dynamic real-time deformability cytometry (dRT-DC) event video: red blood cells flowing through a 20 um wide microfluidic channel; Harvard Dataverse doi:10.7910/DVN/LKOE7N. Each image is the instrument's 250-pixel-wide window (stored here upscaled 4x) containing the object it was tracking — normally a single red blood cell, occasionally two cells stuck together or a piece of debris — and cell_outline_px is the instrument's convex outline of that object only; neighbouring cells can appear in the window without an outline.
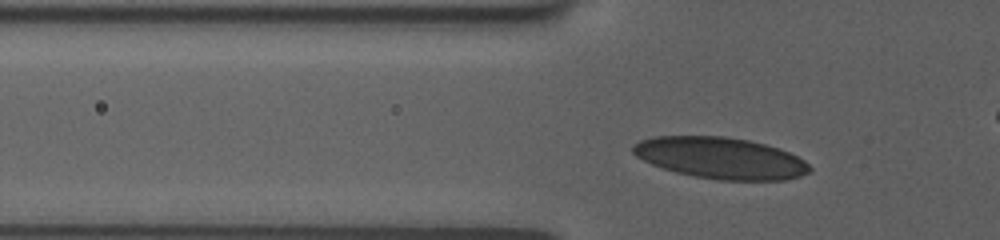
{"species": "human", "species_latin": "Homo sapiens", "temperature_condition": "room temperature", "stored_images_in_passage": 34, "camera_frame_rate_fps": 3000, "um_per_image_px": 0.085, "donor": {"sex": "female"}, "frame": {"image": 1, "passage_image": 8, "time_ms": 2.333, "image_size_px": [1000, 240], "cell_outline_px": [[812, 168], [808, 172], [800, 176], [788, 180], [720, 180], [692, 176], [676, 172], [652, 164], [636, 156], [632, 152], [632, 144], [640, 140], [652, 136], [724, 136], [748, 140], [780, 148], [804, 160]], "centroid_in_image_um": [61.23, 13.43], "position_along_channel_um": 64.6, "area_um2": 42.71}}
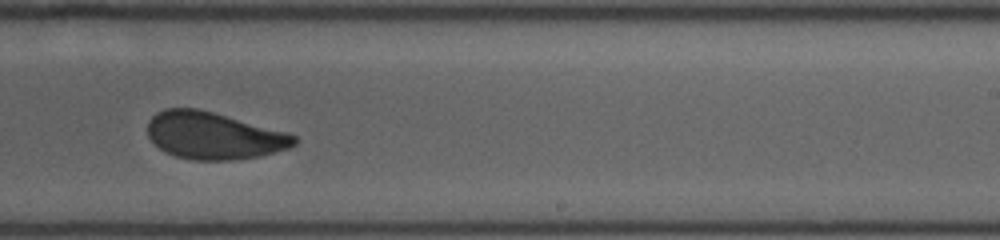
{"frame": {"image": 2, "passage_image": 23, "time_ms": 7.333, "image_size_px": [1000, 240], "cell_outline_px": [[296, 144], [288, 148], [260, 156], [232, 160], [192, 160], [176, 156], [164, 152], [148, 136], [148, 120], [156, 112], [164, 108], [200, 108], [288, 132], [296, 136]], "centroid_in_image_um": [18.16, 11.52], "position_along_channel_um": 270.8, "area_um2": 40.46}}
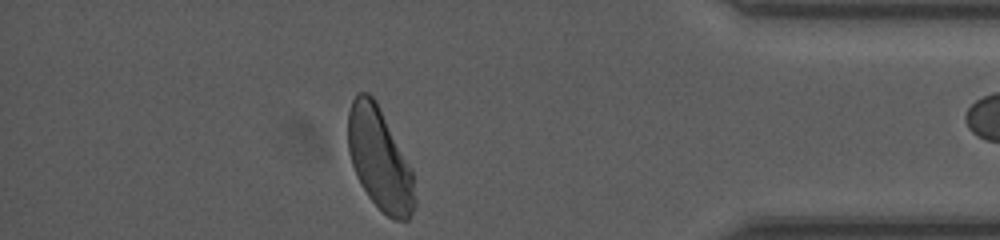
{"frame": {"image": 3, "passage_image": 33, "time_ms": 10.667, "image_size_px": [1000, 240], "cell_outline_px": [[416, 208], [408, 220], [392, 220], [368, 196], [360, 184], [356, 176], [348, 152], [348, 112], [352, 100], [360, 92], [368, 92], [376, 100], [412, 172], [416, 200]], "centroid_in_image_um": [32.25, 13.55], "position_along_channel_um": 402.9, "area_um2": 39.3}, "authors_computed_cell_mechanics": {"area_um2": 41.0669, "velocity_mm_per_s": 3.7329, "shape_relaxation_time_tau1_ms": 4.1926, "shape_relaxation_time_tau2_ms": 1.0169, "deformation_change_tau1": 0.1301, "deformation_change_tau2": 0.0637}}